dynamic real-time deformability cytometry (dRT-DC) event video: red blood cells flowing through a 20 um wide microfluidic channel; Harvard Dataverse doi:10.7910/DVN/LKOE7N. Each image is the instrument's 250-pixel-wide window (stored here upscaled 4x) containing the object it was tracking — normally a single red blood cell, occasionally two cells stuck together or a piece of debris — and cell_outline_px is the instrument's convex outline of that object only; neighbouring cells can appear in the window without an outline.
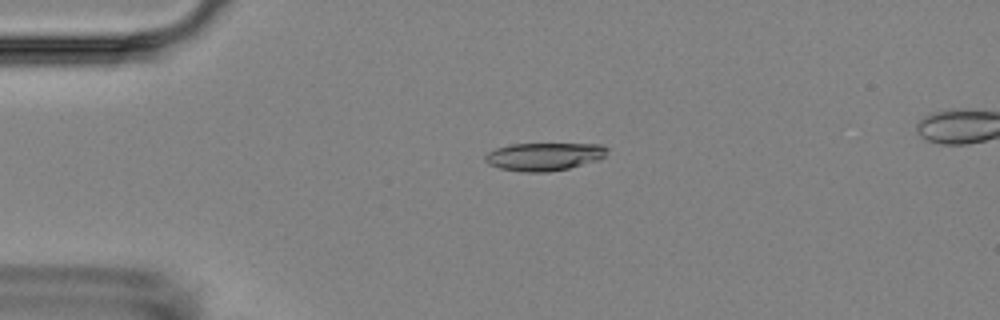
{"species": "Egyptian fruit bat (a non-hibernating species)", "species_latin": "Rousettus aegyptiacus", "temperature_condition": "room temperature", "stored_images_in_passage": 3, "camera_frame_rate_fps": 3000, "um_per_image_px": 0.085, "animal": {"sex": "female"}, "frame": {"image": 1, "passage_image": 1, "time_ms": 0.0, "image_size_px": [1000, 320], "cell_outline_px": [[608, 152], [600, 160], [568, 168], [548, 172], [524, 172], [500, 168], [488, 164], [484, 160], [484, 156], [488, 152], [496, 148], [512, 144], [600, 144], [608, 148]], "centroid_in_image_um": [46.26, 13.31], "position_along_channel_um": 38.7, "area_um2": 19.88}}